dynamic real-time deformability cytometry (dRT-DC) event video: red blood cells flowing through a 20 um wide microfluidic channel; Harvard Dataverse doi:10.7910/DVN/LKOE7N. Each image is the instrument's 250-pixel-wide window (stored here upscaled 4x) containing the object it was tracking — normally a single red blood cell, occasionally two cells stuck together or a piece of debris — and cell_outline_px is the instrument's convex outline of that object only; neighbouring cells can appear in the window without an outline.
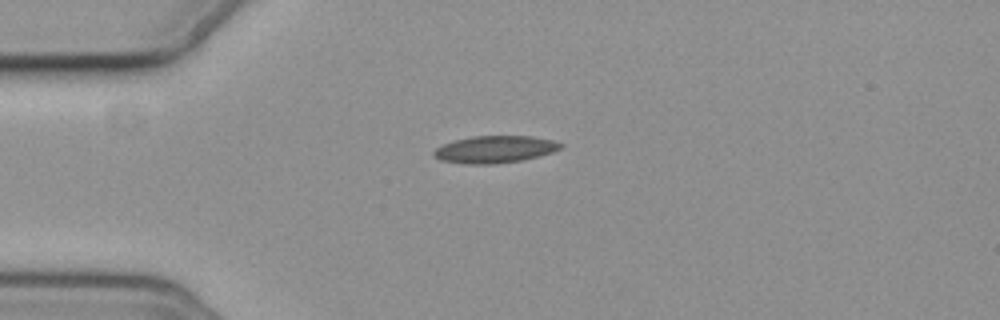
{"species": "common noctule bat (a hibernating species)", "species_latin": "Nyctalus noctula", "temperature_condition": "cold", "stored_images_in_passage": 6, "camera_frame_rate_fps": 3000, "um_per_image_px": 0.085, "animal": {"sex": "female", "body_mass_g": 19.3, "forearm_length_mm": 54.1}, "frame": {"image": 1, "passage_image": 1, "time_ms": 0.0, "image_size_px": [1000, 320], "cell_outline_px": [[564, 148], [552, 152], [520, 160], [496, 164], [464, 164], [440, 160], [432, 156], [432, 152], [436, 148], [444, 144], [456, 140], [472, 136], [532, 136], [552, 140], [564, 144]], "centroid_in_image_um": [42.05, 12.69], "position_along_channel_um": 43.0, "area_um2": 20.06}}
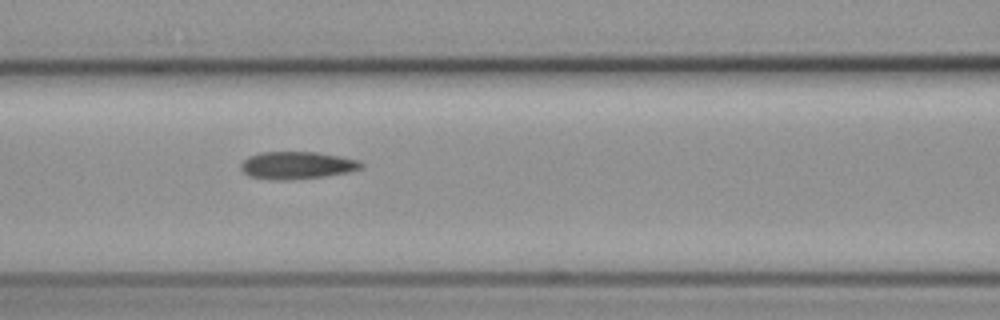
{"frame": {"image": 2, "passage_image": 4, "time_ms": 3.333, "image_size_px": [1000, 320], "cell_outline_px": [[364, 168], [348, 172], [324, 176], [288, 180], [272, 180], [248, 176], [240, 168], [240, 164], [248, 156], [260, 152], [316, 152], [340, 156], [360, 160], [364, 164]], "centroid_in_image_um": [25.25, 14.05], "position_along_channel_um": 141.4, "area_um2": 19.42}}
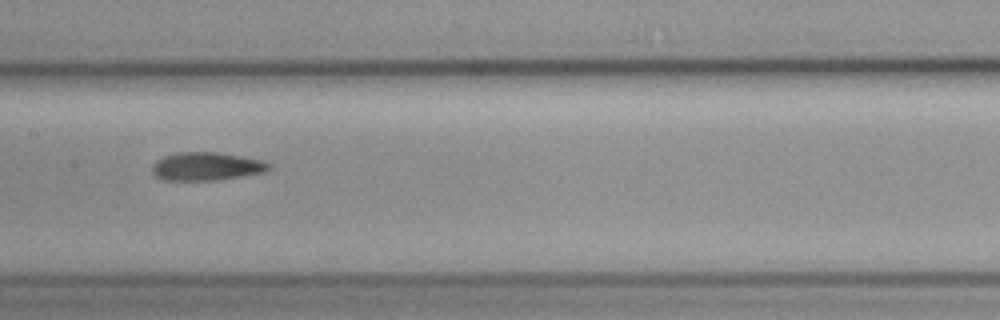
{"frame": {"image": 3, "passage_image": 5, "time_ms": 4.667, "image_size_px": [1000, 320], "cell_outline_px": [[272, 168], [264, 172], [216, 180], [164, 180], [156, 176], [152, 172], [152, 164], [156, 160], [164, 156], [176, 152], [216, 152], [264, 160], [272, 164]], "centroid_in_image_um": [17.55, 14.13], "position_along_channel_um": 189.8, "area_um2": 19.25}}